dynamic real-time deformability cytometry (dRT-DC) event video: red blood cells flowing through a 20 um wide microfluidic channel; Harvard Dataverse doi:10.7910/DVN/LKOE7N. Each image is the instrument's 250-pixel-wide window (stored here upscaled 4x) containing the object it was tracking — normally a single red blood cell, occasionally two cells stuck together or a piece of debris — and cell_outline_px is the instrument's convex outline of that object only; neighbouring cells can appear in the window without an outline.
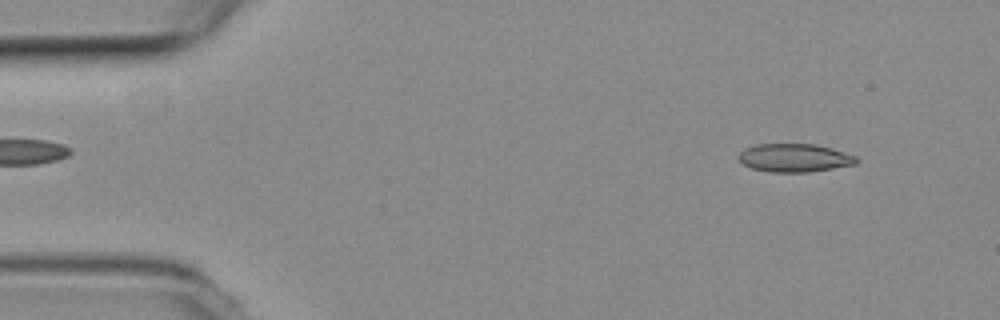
{"species": "common noctule bat (a hibernating species)", "species_latin": "Nyctalus noctula", "temperature_condition": "room temperature", "stored_images_in_passage": 9, "camera_frame_rate_fps": 3000, "um_per_image_px": 0.085, "animal": {"sex": "female", "body_mass_g": 19.3, "forearm_length_mm": 54.1}, "frame": {"image": 1, "passage_image": 4, "time_ms": 1.0, "image_size_px": [1000, 320], "cell_outline_px": [[860, 160], [856, 164], [808, 172], [772, 172], [752, 168], [744, 164], [736, 156], [744, 148], [756, 144], [812, 144], [832, 148], [856, 156]], "centroid_in_image_um": [67.53, 13.41], "position_along_channel_um": 17.5, "area_um2": 19.36}}